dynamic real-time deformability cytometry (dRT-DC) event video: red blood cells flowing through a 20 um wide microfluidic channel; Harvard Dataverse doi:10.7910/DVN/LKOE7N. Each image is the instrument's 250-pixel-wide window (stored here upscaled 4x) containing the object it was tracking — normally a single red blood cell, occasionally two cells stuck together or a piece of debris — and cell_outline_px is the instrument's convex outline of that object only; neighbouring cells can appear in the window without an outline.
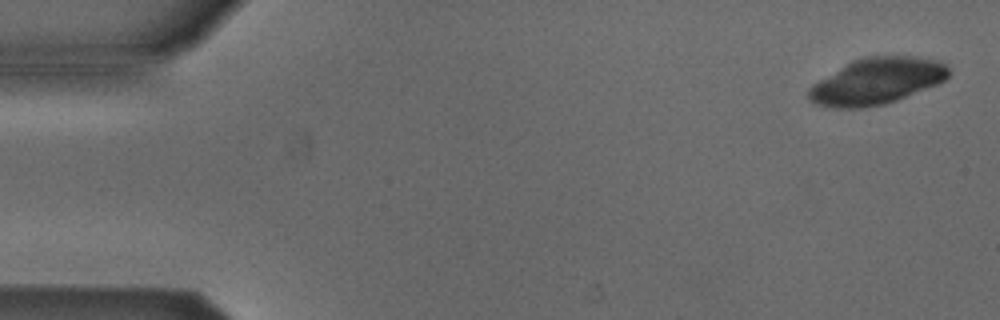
{"species": "Egyptian fruit bat (a non-hibernating species)", "species_latin": "Rousettus aegyptiacus", "temperature_condition": "cold", "stored_images_in_passage": 4, "segment_of_instrument_passage": [2, 2], "camera_frame_rate_fps": 3000, "um_per_image_px": 0.085, "animal": {"sex": "male"}, "frame": {"image": 1, "passage_image": 4, "time_ms": 1.0, "image_size_px": [1000, 320], "cell_outline_px": [[948, 76], [944, 80], [936, 84], [896, 100], [884, 104], [860, 108], [832, 108], [816, 104], [808, 100], [808, 88], [812, 84], [852, 60], [864, 56], [916, 56], [940, 60], [948, 64]], "centroid_in_image_um": [74.5, 6.89], "position_along_channel_um": 10.5, "area_um2": 37.8}}